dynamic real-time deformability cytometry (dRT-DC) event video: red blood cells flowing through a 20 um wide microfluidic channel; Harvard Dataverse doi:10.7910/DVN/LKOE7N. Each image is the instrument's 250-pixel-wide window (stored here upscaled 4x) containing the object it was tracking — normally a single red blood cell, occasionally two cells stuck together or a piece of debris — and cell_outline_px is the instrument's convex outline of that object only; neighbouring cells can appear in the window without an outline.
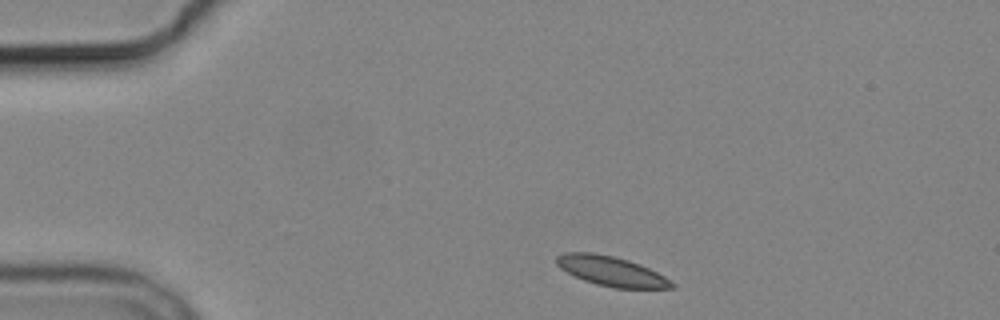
{"species": "common noctule bat (a hibernating species)", "species_latin": "Nyctalus noctula", "temperature_condition": "cold", "stored_images_in_passage": 6, "camera_frame_rate_fps": 3000, "um_per_image_px": 0.085, "animal": {"sex": "male", "body_mass_g": 19.2, "forearm_length_mm": 51.8}, "frame": {"image": 1, "passage_image": 1, "time_ms": 0.0, "image_size_px": [1000, 320], "cell_outline_px": [[676, 288], [612, 288], [596, 284], [584, 280], [560, 268], [556, 264], [556, 256], [564, 252], [592, 252], [612, 256], [628, 260], [640, 264], [664, 276], [676, 284]], "centroid_in_image_um": [51.96, 23.05], "position_along_channel_um": 33.0, "area_um2": 19.88}}
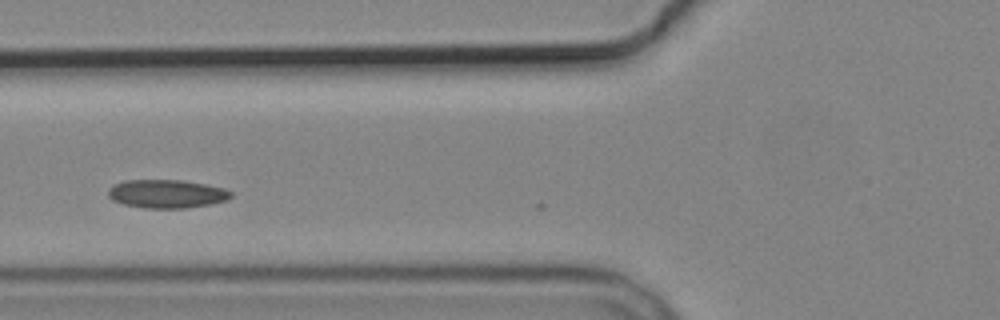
{"frame": {"image": 2, "passage_image": 4, "time_ms": 3.667, "image_size_px": [1000, 320], "cell_outline_px": [[232, 196], [228, 200], [212, 204], [184, 208], [144, 208], [124, 204], [112, 200], [108, 196], [108, 188], [112, 184], [124, 180], [180, 180], [204, 184], [224, 188], [232, 192]], "centroid_in_image_um": [14.15, 16.47], "position_along_channel_um": 111.6, "area_um2": 20.46}}
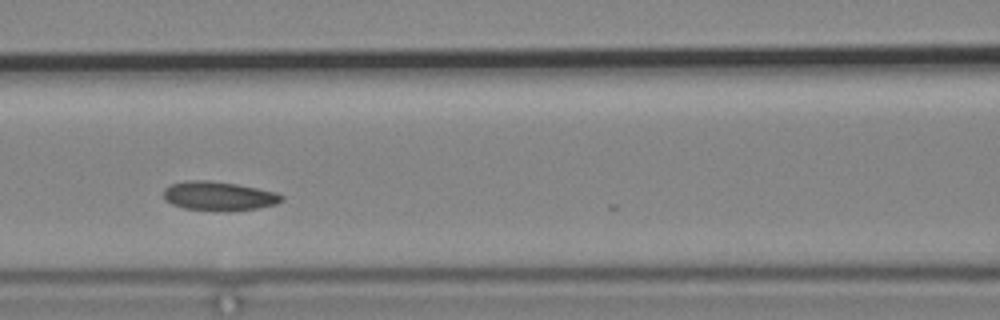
{"frame": {"image": 3, "passage_image": 5, "time_ms": 4.667, "image_size_px": [1000, 320], "cell_outline_px": [[284, 200], [276, 204], [260, 208], [224, 212], [216, 212], [184, 208], [172, 204], [164, 200], [164, 188], [168, 184], [188, 180], [208, 180], [236, 184], [276, 192], [284, 196]], "centroid_in_image_um": [18.58, 16.68], "position_along_channel_um": 148.0, "area_um2": 20.4}}